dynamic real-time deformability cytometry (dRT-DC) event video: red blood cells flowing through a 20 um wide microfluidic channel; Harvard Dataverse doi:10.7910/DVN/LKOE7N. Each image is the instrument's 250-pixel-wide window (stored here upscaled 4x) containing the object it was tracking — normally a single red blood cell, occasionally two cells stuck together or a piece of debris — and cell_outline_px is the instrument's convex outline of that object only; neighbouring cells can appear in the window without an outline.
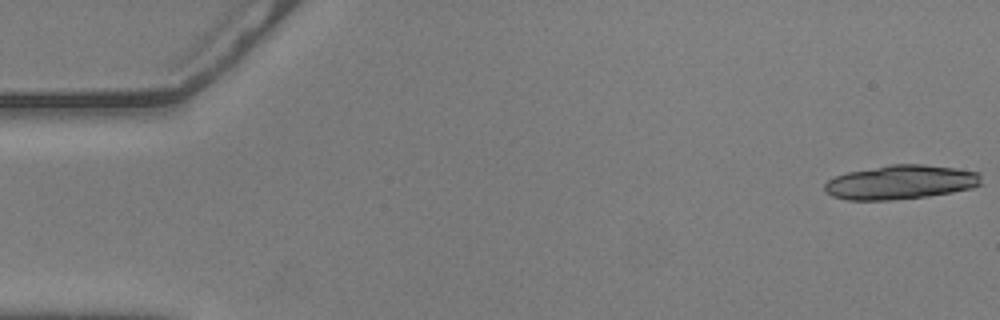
{"species": "common noctule bat (a hibernating species)", "species_latin": "Nyctalus noctula", "temperature_condition": "warm", "stored_images_in_passage": 7, "camera_frame_rate_fps": 3000, "um_per_image_px": 0.085, "animal": {"sex": "male", "body_mass_g": 20.5, "forearm_length_mm": 52.5}, "frame": {"image": 1, "passage_image": 1, "time_ms": 0.0, "image_size_px": [1000, 320], "cell_outline_px": [[980, 184], [972, 188], [952, 192], [928, 196], [892, 200], [848, 200], [832, 196], [824, 192], [824, 184], [828, 180], [836, 176], [848, 172], [892, 164], [924, 164], [956, 168], [980, 172]], "centroid_in_image_um": [76.54, 15.49], "position_along_channel_um": 8.5, "area_um2": 31.21}}